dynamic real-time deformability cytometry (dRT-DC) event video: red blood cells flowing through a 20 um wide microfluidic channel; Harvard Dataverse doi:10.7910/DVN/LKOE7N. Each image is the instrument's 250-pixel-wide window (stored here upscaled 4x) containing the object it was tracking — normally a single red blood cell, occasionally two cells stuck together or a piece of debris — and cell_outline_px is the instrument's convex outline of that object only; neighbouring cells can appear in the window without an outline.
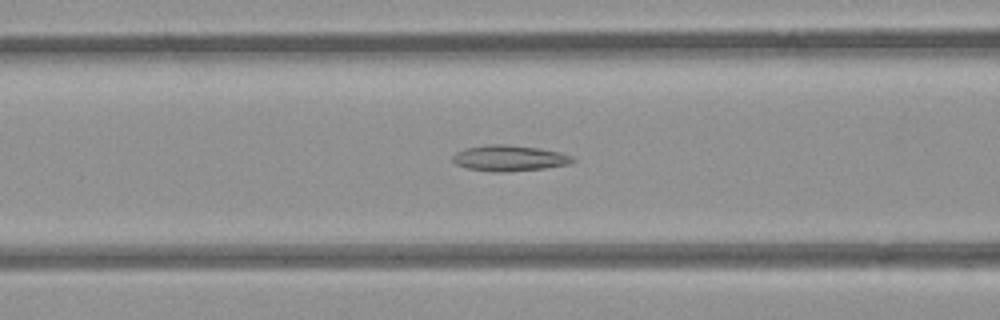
{"species": "common noctule bat (a hibernating species)", "species_latin": "Nyctalus noctula", "temperature_condition": "room temperature", "stored_images_in_passage": 45, "camera_frame_rate_fps": 3000, "um_per_image_px": 0.085, "animal": {"sex": "female", "body_mass_g": 21.9}, "frame": {"image": 1, "passage_image": 14, "time_ms": 4.333, "image_size_px": [1000, 320], "cell_outline_px": [[576, 160], [572, 164], [544, 168], [508, 172], [492, 172], [468, 168], [456, 164], [452, 160], [452, 156], [456, 152], [468, 148], [488, 144], [504, 144], [540, 148], [560, 152], [572, 156]], "centroid_in_image_um": [43.33, 13.45], "position_along_channel_um": 123.3, "area_um2": 18.15}}
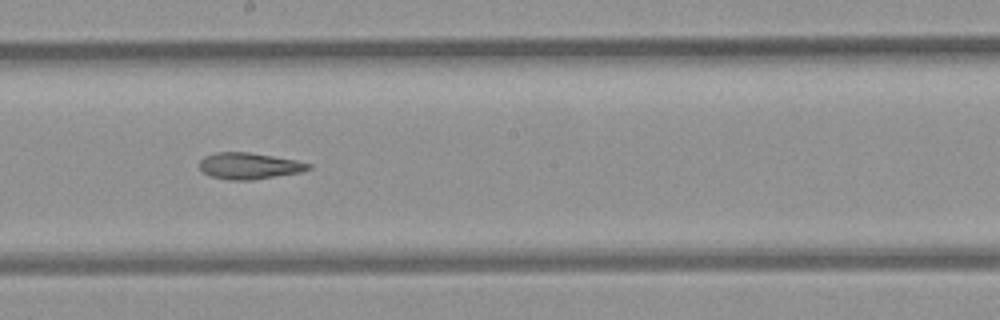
{"frame": {"image": 2, "passage_image": 22, "time_ms": 7.0, "image_size_px": [1000, 320], "cell_outline_px": [[312, 168], [300, 172], [252, 180], [232, 180], [212, 176], [204, 172], [200, 168], [200, 160], [204, 156], [216, 152], [248, 152], [296, 160], [312, 164]], "centroid_in_image_um": [21.19, 14.09], "position_along_channel_um": 227.0, "area_um2": 16.59}}
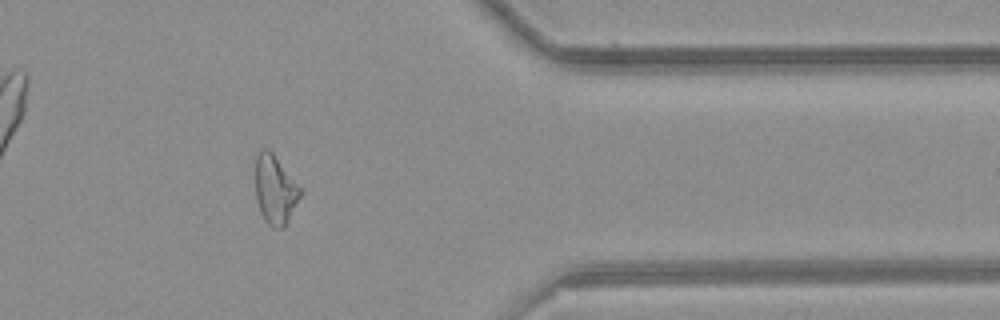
{"frame": {"image": 3, "passage_image": 36, "time_ms": 11.667, "image_size_px": [1000, 320], "cell_outline_px": [[300, 196], [284, 228], [276, 228], [268, 224], [264, 220], [260, 212], [256, 200], [256, 156], [260, 148], [264, 148], [272, 152], [300, 188]], "centroid_in_image_um": [23.35, 16.13], "position_along_channel_um": 388.1, "area_um2": 17.63}, "authors_computed_cell_mechanics": {"area_um2": 17.8602, "velocity_mm_per_s": 3.8786, "shape_relaxation_time_tau1_ms": null, "shape_relaxation_time_tau2_ms": 7.8437, "deformation_change_tau1": null, "deformation_change_tau2": 0.1889}}